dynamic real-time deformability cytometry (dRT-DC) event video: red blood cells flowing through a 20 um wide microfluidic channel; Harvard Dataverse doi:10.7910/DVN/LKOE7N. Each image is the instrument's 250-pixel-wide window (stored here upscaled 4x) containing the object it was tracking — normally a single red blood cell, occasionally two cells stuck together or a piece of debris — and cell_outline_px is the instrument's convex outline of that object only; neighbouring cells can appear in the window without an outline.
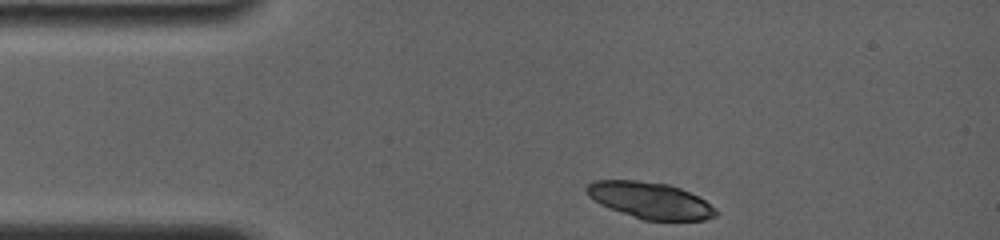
{"species": "common noctule bat (a hibernating species)", "species_latin": "Nyctalus noctula", "temperature_condition": "room temperature", "stored_images_in_passage": 4, "camera_frame_rate_fps": 4000, "um_per_image_px": 0.085, "animal": {"sex": "female", "body_mass_g": 19.0, "forearm_length_mm": 56.7}, "frame": {"image": 1, "passage_image": 1, "time_ms": 0.0, "image_size_px": [1000, 240], "cell_outline_px": [[716, 216], [704, 220], [644, 220], [600, 204], [588, 196], [584, 188], [592, 180], [636, 180], [668, 184], [680, 188], [704, 200], [716, 208]], "centroid_in_image_um": [55.24, 17.02], "position_along_channel_um": 29.8, "area_um2": 27.17}}